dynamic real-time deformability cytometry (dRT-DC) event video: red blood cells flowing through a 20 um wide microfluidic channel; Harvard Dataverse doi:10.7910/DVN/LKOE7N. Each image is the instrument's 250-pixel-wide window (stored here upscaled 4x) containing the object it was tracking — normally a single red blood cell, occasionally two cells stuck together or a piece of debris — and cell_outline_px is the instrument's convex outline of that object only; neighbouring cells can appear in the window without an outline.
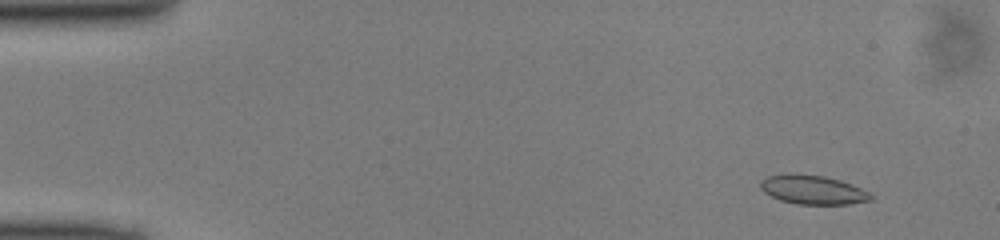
{"species": "common noctule bat (a hibernating species)", "species_latin": "Nyctalus noctula", "temperature_condition": "cold", "stored_images_in_passage": 50, "camera_frame_rate_fps": 3000, "um_per_image_px": 0.085, "animal": {"sex": "male", "body_mass_g": 13.0, "forearm_length_mm": 53.1}, "frame": {"image": 1, "passage_image": 5, "time_ms": 1.333, "image_size_px": [1000, 240], "cell_outline_px": [[872, 200], [848, 204], [796, 204], [780, 200], [764, 192], [760, 188], [760, 180], [768, 176], [788, 172], [792, 172], [824, 176], [840, 180], [852, 184], [868, 192], [872, 196]], "centroid_in_image_um": [69.05, 16.11], "position_along_channel_um": 16.0, "area_um2": 18.84}}
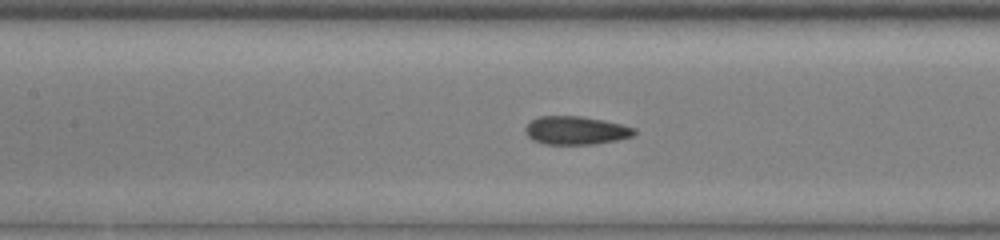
{"frame": {"image": 2, "passage_image": 23, "time_ms": 7.333, "image_size_px": [1000, 240], "cell_outline_px": [[636, 132], [632, 136], [616, 140], [596, 144], [544, 144], [532, 140], [528, 136], [524, 128], [532, 120], [540, 116], [580, 116], [604, 120], [636, 128]], "centroid_in_image_um": [48.94, 11.09], "position_along_channel_um": 158.5, "area_um2": 17.92}}
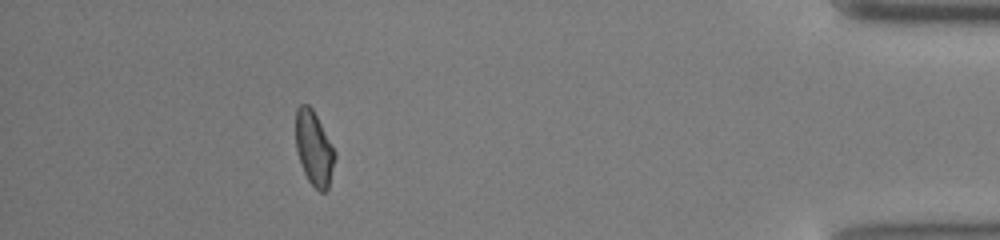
{"frame": {"image": 3, "passage_image": 45, "time_ms": 14.667, "image_size_px": [1000, 240], "cell_outline_px": [[336, 156], [328, 188], [324, 192], [320, 192], [308, 180], [304, 172], [296, 148], [296, 108], [300, 104], [308, 104], [312, 108], [336, 152]], "centroid_in_image_um": [26.69, 12.6], "position_along_channel_um": 408.5, "area_um2": 16.76}}